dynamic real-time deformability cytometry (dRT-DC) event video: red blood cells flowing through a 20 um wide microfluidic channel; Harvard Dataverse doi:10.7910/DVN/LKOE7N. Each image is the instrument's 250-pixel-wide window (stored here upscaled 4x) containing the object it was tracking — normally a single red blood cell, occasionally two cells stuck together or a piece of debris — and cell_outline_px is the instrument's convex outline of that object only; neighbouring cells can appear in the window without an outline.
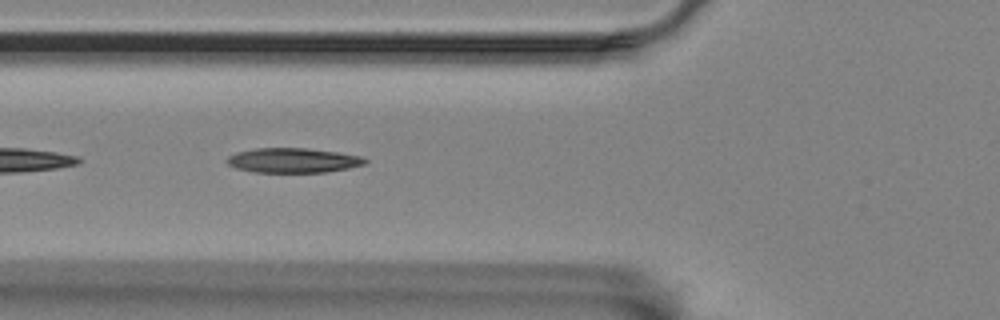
{"species": "Egyptian fruit bat (a non-hibernating species)", "species_latin": "Rousettus aegyptiacus", "temperature_condition": "room temperature", "stored_images_in_passage": 26, "camera_frame_rate_fps": 3000, "um_per_image_px": 0.085, "animal": {"sex": "female"}, "frame": {"image": 1, "passage_image": 5, "time_ms": 1.333, "image_size_px": [1000, 320], "cell_outline_px": [[368, 160], [364, 164], [348, 168], [324, 172], [252, 172], [236, 168], [228, 164], [228, 156], [236, 152], [256, 148], [304, 148], [336, 152], [360, 156]], "centroid_in_image_um": [24.88, 13.63], "position_along_channel_um": 100.9, "area_um2": 19.65}, "authors_computed_cell_mechanics": {"area_um2": 21.2704, "velocity_mm_per_s": 3.426, "shape_relaxation_time_tau1_ms": 2.7191, "shape_relaxation_time_tau2_ms": 1.8525, "deformation_change_tau1": 0.1538, "deformation_change_tau2": 0.0839}}